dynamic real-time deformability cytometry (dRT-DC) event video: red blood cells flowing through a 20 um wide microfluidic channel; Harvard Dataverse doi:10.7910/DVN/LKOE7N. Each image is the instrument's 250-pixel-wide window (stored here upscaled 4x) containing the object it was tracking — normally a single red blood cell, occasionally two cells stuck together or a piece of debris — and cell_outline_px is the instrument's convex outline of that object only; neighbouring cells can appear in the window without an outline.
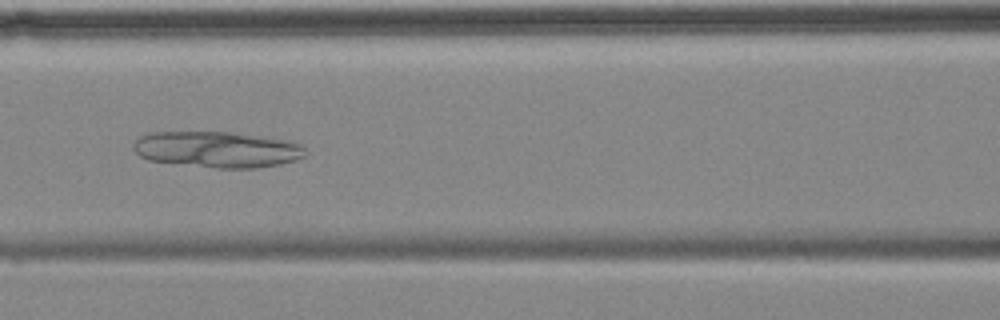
{"species": "common noctule bat (a hibernating species)", "species_latin": "Nyctalus noctula", "temperature_condition": "cold", "stored_images_in_passage": 9, "camera_frame_rate_fps": 3000, "um_per_image_px": 0.085, "animal": {"sex": "female", "body_mass_g": 18.4}, "frame": {"image": 1, "passage_image": 7, "time_ms": 7.333, "image_size_px": [1000, 320], "cell_outline_px": [[304, 156], [296, 160], [280, 164], [256, 168], [216, 168], [148, 160], [140, 156], [132, 148], [132, 144], [140, 136], [148, 132], [228, 132], [296, 140], [304, 144]], "centroid_in_image_um": [18.5, 12.69], "position_along_channel_um": 148.1, "area_um2": 36.53}}
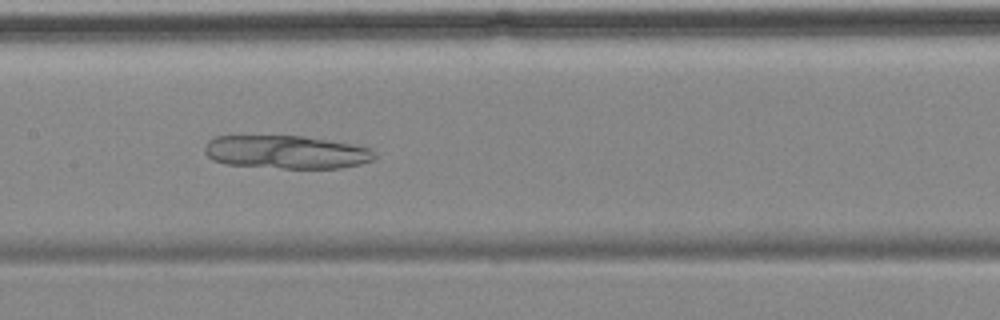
{"frame": {"image": 2, "passage_image": 8, "time_ms": 8.333, "image_size_px": [1000, 320], "cell_outline_px": [[376, 156], [372, 160], [360, 164], [340, 168], [284, 168], [228, 164], [212, 160], [204, 152], [204, 148], [208, 140], [216, 136], [304, 136], [352, 144], [372, 148]], "centroid_in_image_um": [24.34, 12.92], "position_along_channel_um": 183.1, "area_um2": 32.83}}
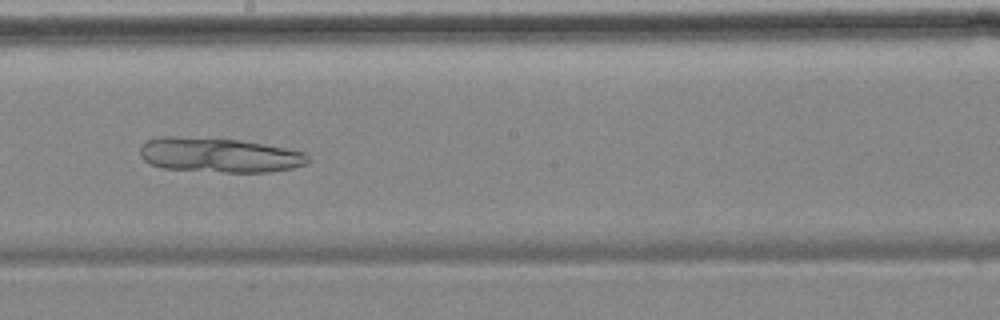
{"frame": {"image": 3, "passage_image": 9, "time_ms": 9.667, "image_size_px": [1000, 320], "cell_outline_px": [[308, 164], [292, 168], [272, 172], [224, 172], [160, 168], [148, 164], [140, 156], [140, 148], [148, 140], [164, 136], [172, 136], [240, 140], [264, 144], [304, 152], [308, 156]], "centroid_in_image_um": [18.62, 13.19], "position_along_channel_um": 229.6, "area_um2": 33.87}}